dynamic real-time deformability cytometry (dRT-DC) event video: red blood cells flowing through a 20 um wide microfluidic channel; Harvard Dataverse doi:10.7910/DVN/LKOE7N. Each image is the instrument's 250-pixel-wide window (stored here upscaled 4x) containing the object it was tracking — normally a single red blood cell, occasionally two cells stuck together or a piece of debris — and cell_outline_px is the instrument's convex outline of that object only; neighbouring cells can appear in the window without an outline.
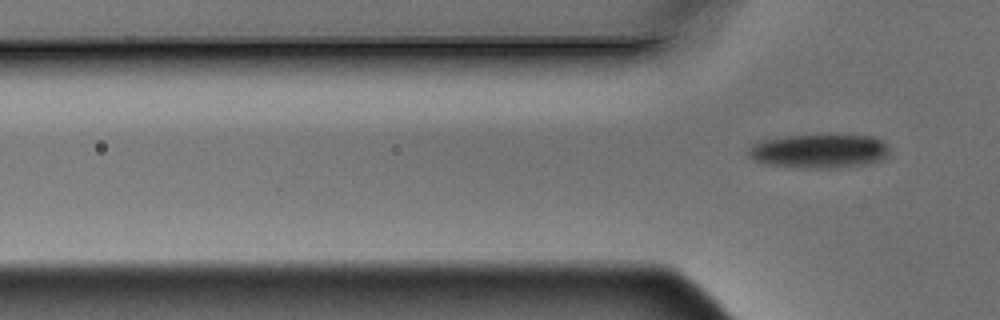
{"species": "Egyptian fruit bat (a non-hibernating species)", "species_latin": "Rousettus aegyptiacus", "temperature_condition": "warm", "stored_images_in_passage": 3, "segment_of_instrument_passage": [2, 2], "camera_frame_rate_fps": 3000, "um_per_image_px": 0.085, "animal": {"sex": "male"}, "frame": {"image": 1, "passage_image": 3, "time_ms": 0.667, "image_size_px": [1000, 320], "cell_outline_px": [[888, 152], [880, 160], [864, 164], [828, 168], [800, 168], [768, 164], [756, 160], [748, 152], [748, 148], [752, 144], [760, 140], [784, 136], [836, 132], [872, 136], [888, 144]], "centroid_in_image_um": [69.64, 12.78], "position_along_channel_um": 56.2, "area_um2": 28.61}}